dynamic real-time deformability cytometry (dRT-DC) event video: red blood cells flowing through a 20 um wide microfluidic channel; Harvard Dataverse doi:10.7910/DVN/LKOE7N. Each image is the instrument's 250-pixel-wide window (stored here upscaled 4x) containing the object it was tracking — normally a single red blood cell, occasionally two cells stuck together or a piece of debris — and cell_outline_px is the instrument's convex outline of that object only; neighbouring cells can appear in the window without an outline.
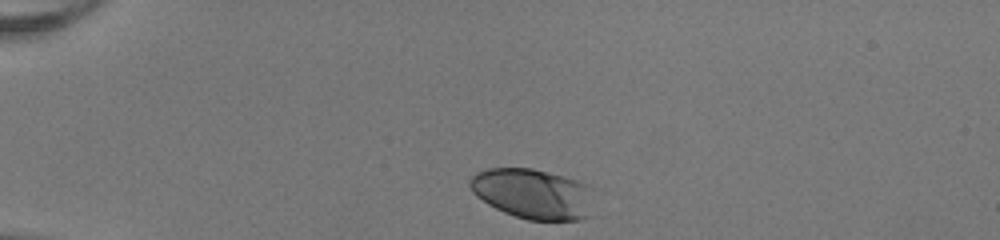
{"species": "human", "species_latin": "Homo sapiens", "temperature_condition": "room temperature", "stored_images_in_passage": 33, "camera_frame_rate_fps": 3000, "um_per_image_px": 0.085, "donor": {"sex": "female"}, "frame": {"image": 1, "passage_image": 1, "time_ms": 0.0, "image_size_px": [1000, 240], "cell_outline_px": [[588, 216], [580, 220], [528, 220], [504, 212], [488, 204], [476, 196], [472, 192], [468, 184], [468, 180], [476, 172], [488, 168], [532, 168], [564, 176], [576, 180], [584, 184]], "centroid_in_image_um": [45.13, 16.45], "position_along_channel_um": 39.9, "area_um2": 35.32}}
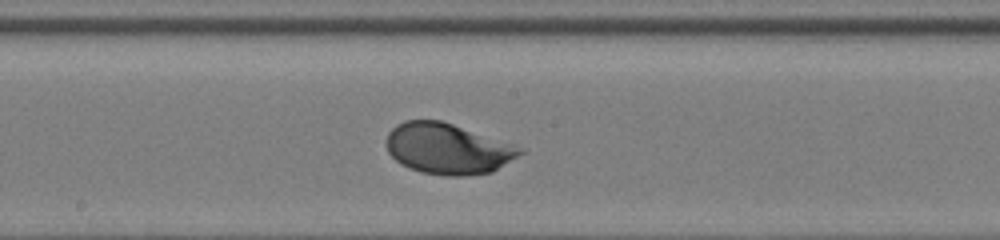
{"frame": {"image": 2, "passage_image": 18, "time_ms": 5.667, "image_size_px": [1000, 240], "cell_outline_px": [[524, 152], [492, 172], [468, 176], [444, 176], [420, 172], [408, 168], [400, 164], [388, 152], [388, 132], [396, 124], [404, 120], [440, 120], [452, 124], [504, 144]], "centroid_in_image_um": [37.92, 12.67], "position_along_channel_um": 210.3, "area_um2": 38.38}}
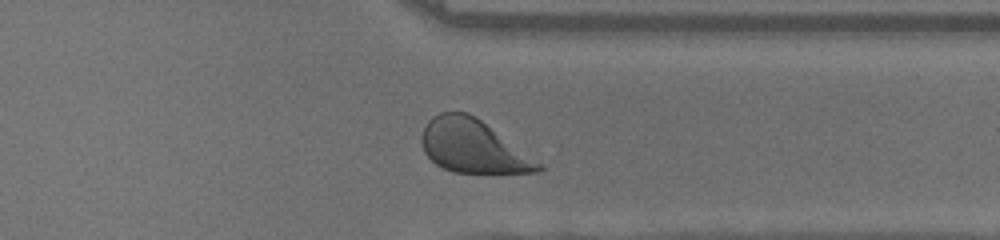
{"frame": {"image": 3, "passage_image": 30, "time_ms": 9.667, "image_size_px": [1000, 240], "cell_outline_px": [[544, 168], [540, 172], [452, 172], [436, 164], [424, 152], [420, 140], [420, 136], [428, 120], [432, 116], [440, 112], [468, 112], [476, 116], [540, 164]], "centroid_in_image_um": [40.12, 12.42], "position_along_channel_um": 371.3, "area_um2": 35.43}, "authors_computed_cell_mechanics": {"area_um2": 37.859, "velocity_mm_per_s": 4.016, "shape_relaxation_time_tau1_ms": 1.8496, "shape_relaxation_time_tau2_ms": null, "deformation_change_tau1": 0.1386, "deformation_change_tau2": null}}